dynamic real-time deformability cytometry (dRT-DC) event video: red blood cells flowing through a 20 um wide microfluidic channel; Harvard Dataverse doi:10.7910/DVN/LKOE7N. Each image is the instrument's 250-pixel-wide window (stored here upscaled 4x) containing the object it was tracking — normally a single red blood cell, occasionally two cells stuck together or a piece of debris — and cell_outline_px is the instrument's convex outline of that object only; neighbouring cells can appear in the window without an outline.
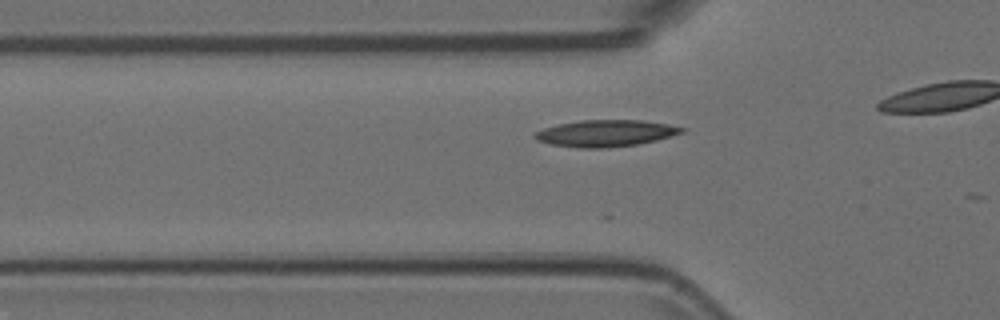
{"species": "Egyptian fruit bat (a non-hibernating species)", "species_latin": "Rousettus aegyptiacus", "temperature_condition": "room temperature", "stored_images_in_passage": 5, "camera_frame_rate_fps": 3000, "um_per_image_px": 0.085, "animal": {"sex": "female"}, "frame": {"image": 1, "passage_image": 2, "time_ms": 0.333, "image_size_px": [1000, 320], "cell_outline_px": [[688, 128], [684, 132], [672, 136], [640, 144], [608, 148], [580, 148], [552, 144], [536, 140], [532, 136], [536, 132], [544, 128], [560, 124], [580, 120], [644, 120], [668, 124]], "centroid_in_image_um": [51.53, 11.33], "position_along_channel_um": 74.3, "area_um2": 22.95}}